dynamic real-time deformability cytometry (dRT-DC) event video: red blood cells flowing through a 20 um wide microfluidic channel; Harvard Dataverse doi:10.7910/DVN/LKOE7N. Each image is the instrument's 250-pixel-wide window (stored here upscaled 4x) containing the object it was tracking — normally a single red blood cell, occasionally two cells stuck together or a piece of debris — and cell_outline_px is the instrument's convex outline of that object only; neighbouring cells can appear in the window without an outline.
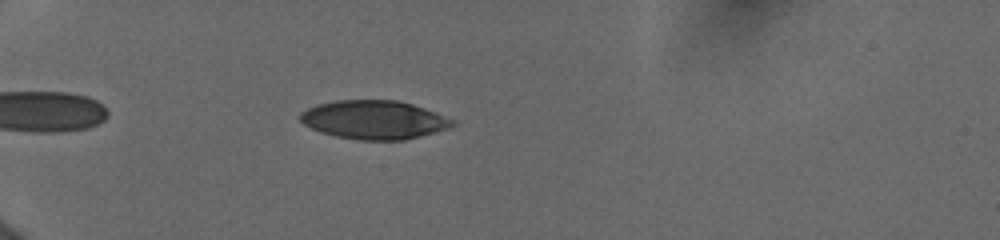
{"species": "human", "species_latin": "Homo sapiens", "temperature_condition": "cold", "stored_images_in_passage": 41, "camera_frame_rate_fps": 3000, "um_per_image_px": 0.085, "donor": {"sex": "female"}, "frame": {"image": 1, "passage_image": 7, "time_ms": 1.667, "image_size_px": [1000, 240], "cell_outline_px": [[456, 124], [448, 128], [420, 136], [404, 140], [360, 140], [336, 136], [320, 132], [304, 124], [300, 120], [300, 112], [316, 104], [336, 100], [396, 100], [412, 104], [436, 112], [456, 120]], "centroid_in_image_um": [31.8, 10.18], "position_along_channel_um": 53.2, "area_um2": 34.33}}
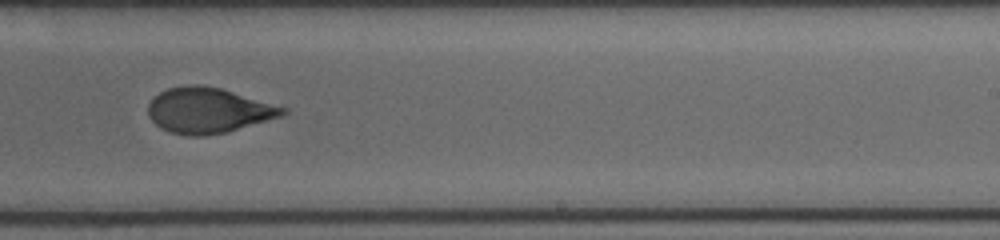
{"frame": {"image": 2, "passage_image": 22, "time_ms": 8.0, "image_size_px": [1000, 240], "cell_outline_px": [[288, 112], [280, 116], [228, 132], [204, 136], [188, 136], [168, 132], [160, 128], [148, 116], [148, 104], [160, 92], [168, 88], [192, 84], [200, 84], [220, 88], [288, 108]], "centroid_in_image_um": [17.69, 9.39], "position_along_channel_um": 271.3, "area_um2": 35.55}}
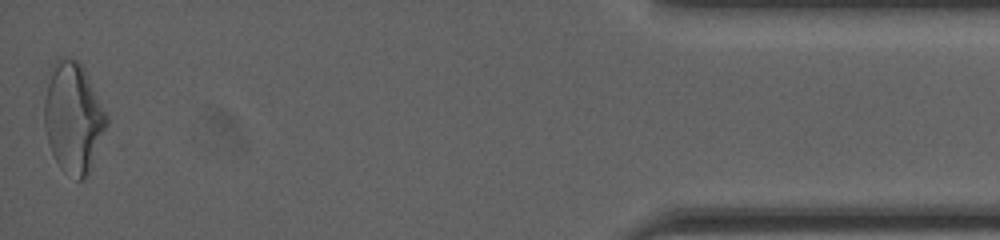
{"frame": {"image": 3, "passage_image": 41, "time_ms": 13.667, "image_size_px": [1000, 240], "cell_outline_px": [[108, 124], [88, 172], [84, 180], [76, 180], [60, 168], [52, 152], [48, 140], [44, 124], [44, 100], [48, 84], [56, 60], [60, 56], [76, 60], [80, 64], [108, 116]], "centroid_in_image_um": [6.23, 10.04], "position_along_channel_um": 429.0, "area_um2": 39.07}, "authors_computed_cell_mechanics": {"area_um2": 35.7204, "velocity_mm_per_s": 3.9552, "shape_relaxation_time_tau1_ms": 5.4692, "shape_relaxation_time_tau2_ms": 1.1172, "deformation_change_tau1": 0.1763, "deformation_change_tau2": 0.0679}}